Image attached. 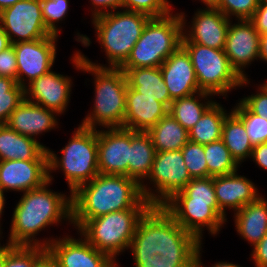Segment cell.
Wrapping results in <instances>:
<instances>
[{
	"mask_svg": "<svg viewBox=\"0 0 267 267\" xmlns=\"http://www.w3.org/2000/svg\"><path fill=\"white\" fill-rule=\"evenodd\" d=\"M201 244L163 206H151L139 219L129 249L135 267H194Z\"/></svg>",
	"mask_w": 267,
	"mask_h": 267,
	"instance_id": "6da1fadb",
	"label": "cell"
},
{
	"mask_svg": "<svg viewBox=\"0 0 267 267\" xmlns=\"http://www.w3.org/2000/svg\"><path fill=\"white\" fill-rule=\"evenodd\" d=\"M71 224L80 229L89 219L131 208L152 205L141 192L140 185L126 175L99 173L71 194Z\"/></svg>",
	"mask_w": 267,
	"mask_h": 267,
	"instance_id": "7a4b0ae2",
	"label": "cell"
},
{
	"mask_svg": "<svg viewBox=\"0 0 267 267\" xmlns=\"http://www.w3.org/2000/svg\"><path fill=\"white\" fill-rule=\"evenodd\" d=\"M52 175L49 181L43 186L26 191L18 201L11 220L9 240L13 245L42 246L47 247L51 238L41 242L35 239V235L44 230L45 227L61 222V220H72L71 195L53 192L48 189L52 182Z\"/></svg>",
	"mask_w": 267,
	"mask_h": 267,
	"instance_id": "3957f363",
	"label": "cell"
},
{
	"mask_svg": "<svg viewBox=\"0 0 267 267\" xmlns=\"http://www.w3.org/2000/svg\"><path fill=\"white\" fill-rule=\"evenodd\" d=\"M162 206L183 229L200 241L204 227L211 235H216L227 222V214L217 204L214 177L192 178Z\"/></svg>",
	"mask_w": 267,
	"mask_h": 267,
	"instance_id": "277c9868",
	"label": "cell"
},
{
	"mask_svg": "<svg viewBox=\"0 0 267 267\" xmlns=\"http://www.w3.org/2000/svg\"><path fill=\"white\" fill-rule=\"evenodd\" d=\"M72 63L78 70L94 75L95 101L93 110L86 115L82 126L97 129L123 128L126 113V95L128 84L125 73L120 68H112L90 61L77 51Z\"/></svg>",
	"mask_w": 267,
	"mask_h": 267,
	"instance_id": "5b68a950",
	"label": "cell"
},
{
	"mask_svg": "<svg viewBox=\"0 0 267 267\" xmlns=\"http://www.w3.org/2000/svg\"><path fill=\"white\" fill-rule=\"evenodd\" d=\"M184 15L183 12L175 15L172 12L167 16L151 18L129 57L119 68L160 67L182 45L187 21Z\"/></svg>",
	"mask_w": 267,
	"mask_h": 267,
	"instance_id": "8992f818",
	"label": "cell"
},
{
	"mask_svg": "<svg viewBox=\"0 0 267 267\" xmlns=\"http://www.w3.org/2000/svg\"><path fill=\"white\" fill-rule=\"evenodd\" d=\"M150 19L146 14L124 9L92 18L96 39L104 48L108 67L119 68L127 60Z\"/></svg>",
	"mask_w": 267,
	"mask_h": 267,
	"instance_id": "52a82bcc",
	"label": "cell"
},
{
	"mask_svg": "<svg viewBox=\"0 0 267 267\" xmlns=\"http://www.w3.org/2000/svg\"><path fill=\"white\" fill-rule=\"evenodd\" d=\"M75 130L67 145L61 149V158L47 148L49 175L53 170H63L70 195L99 174L97 129L79 125Z\"/></svg>",
	"mask_w": 267,
	"mask_h": 267,
	"instance_id": "ba28073f",
	"label": "cell"
},
{
	"mask_svg": "<svg viewBox=\"0 0 267 267\" xmlns=\"http://www.w3.org/2000/svg\"><path fill=\"white\" fill-rule=\"evenodd\" d=\"M149 208H131L89 219L79 230L98 251L114 262L125 249H129L139 219Z\"/></svg>",
	"mask_w": 267,
	"mask_h": 267,
	"instance_id": "9c48e42d",
	"label": "cell"
},
{
	"mask_svg": "<svg viewBox=\"0 0 267 267\" xmlns=\"http://www.w3.org/2000/svg\"><path fill=\"white\" fill-rule=\"evenodd\" d=\"M182 46L190 55L200 91L226 96L232 89L249 84L248 78L242 79L231 67L224 49L197 43H182Z\"/></svg>",
	"mask_w": 267,
	"mask_h": 267,
	"instance_id": "30bf717a",
	"label": "cell"
},
{
	"mask_svg": "<svg viewBox=\"0 0 267 267\" xmlns=\"http://www.w3.org/2000/svg\"><path fill=\"white\" fill-rule=\"evenodd\" d=\"M191 179L181 150L156 152L147 177L156 188L151 192V205L162 206L176 192L181 191Z\"/></svg>",
	"mask_w": 267,
	"mask_h": 267,
	"instance_id": "8fae6325",
	"label": "cell"
},
{
	"mask_svg": "<svg viewBox=\"0 0 267 267\" xmlns=\"http://www.w3.org/2000/svg\"><path fill=\"white\" fill-rule=\"evenodd\" d=\"M0 27L8 35L11 44L53 35L44 23L41 0H21L2 10Z\"/></svg>",
	"mask_w": 267,
	"mask_h": 267,
	"instance_id": "7c38bea8",
	"label": "cell"
},
{
	"mask_svg": "<svg viewBox=\"0 0 267 267\" xmlns=\"http://www.w3.org/2000/svg\"><path fill=\"white\" fill-rule=\"evenodd\" d=\"M57 39V35H51L33 41L12 44L16 52L17 83L20 86L26 87L25 78L28 79L29 84L51 70L57 53Z\"/></svg>",
	"mask_w": 267,
	"mask_h": 267,
	"instance_id": "4fadbf2b",
	"label": "cell"
},
{
	"mask_svg": "<svg viewBox=\"0 0 267 267\" xmlns=\"http://www.w3.org/2000/svg\"><path fill=\"white\" fill-rule=\"evenodd\" d=\"M231 22L224 51L231 67L242 79H247L243 68L259 58L261 35L249 19L238 20L237 24Z\"/></svg>",
	"mask_w": 267,
	"mask_h": 267,
	"instance_id": "5bb4252c",
	"label": "cell"
},
{
	"mask_svg": "<svg viewBox=\"0 0 267 267\" xmlns=\"http://www.w3.org/2000/svg\"><path fill=\"white\" fill-rule=\"evenodd\" d=\"M131 130H97L98 169L101 174L128 176Z\"/></svg>",
	"mask_w": 267,
	"mask_h": 267,
	"instance_id": "9a60e30c",
	"label": "cell"
},
{
	"mask_svg": "<svg viewBox=\"0 0 267 267\" xmlns=\"http://www.w3.org/2000/svg\"><path fill=\"white\" fill-rule=\"evenodd\" d=\"M46 249L55 258L58 267H114L117 264L82 237L77 240L72 236L52 238Z\"/></svg>",
	"mask_w": 267,
	"mask_h": 267,
	"instance_id": "2e32d148",
	"label": "cell"
},
{
	"mask_svg": "<svg viewBox=\"0 0 267 267\" xmlns=\"http://www.w3.org/2000/svg\"><path fill=\"white\" fill-rule=\"evenodd\" d=\"M49 181L48 160L0 161V189L26 192ZM8 190V191H7Z\"/></svg>",
	"mask_w": 267,
	"mask_h": 267,
	"instance_id": "e0dca14e",
	"label": "cell"
},
{
	"mask_svg": "<svg viewBox=\"0 0 267 267\" xmlns=\"http://www.w3.org/2000/svg\"><path fill=\"white\" fill-rule=\"evenodd\" d=\"M71 78L57 74L52 69L25 87V99L47 109L63 114L71 92Z\"/></svg>",
	"mask_w": 267,
	"mask_h": 267,
	"instance_id": "ac0fdd59",
	"label": "cell"
},
{
	"mask_svg": "<svg viewBox=\"0 0 267 267\" xmlns=\"http://www.w3.org/2000/svg\"><path fill=\"white\" fill-rule=\"evenodd\" d=\"M190 31L183 30L182 43H197L224 49L230 19L215 7H204L195 13ZM188 32V33H187Z\"/></svg>",
	"mask_w": 267,
	"mask_h": 267,
	"instance_id": "d6986e66",
	"label": "cell"
},
{
	"mask_svg": "<svg viewBox=\"0 0 267 267\" xmlns=\"http://www.w3.org/2000/svg\"><path fill=\"white\" fill-rule=\"evenodd\" d=\"M160 70L172 101L200 92L190 55L182 45L163 62Z\"/></svg>",
	"mask_w": 267,
	"mask_h": 267,
	"instance_id": "ffe728a7",
	"label": "cell"
},
{
	"mask_svg": "<svg viewBox=\"0 0 267 267\" xmlns=\"http://www.w3.org/2000/svg\"><path fill=\"white\" fill-rule=\"evenodd\" d=\"M214 190L219 209L224 214L227 208L236 212L260 196L254 183L237 172L215 176Z\"/></svg>",
	"mask_w": 267,
	"mask_h": 267,
	"instance_id": "44dd1931",
	"label": "cell"
},
{
	"mask_svg": "<svg viewBox=\"0 0 267 267\" xmlns=\"http://www.w3.org/2000/svg\"><path fill=\"white\" fill-rule=\"evenodd\" d=\"M168 113V108L153 97L142 96L128 86L123 128L148 131Z\"/></svg>",
	"mask_w": 267,
	"mask_h": 267,
	"instance_id": "7402d4cb",
	"label": "cell"
},
{
	"mask_svg": "<svg viewBox=\"0 0 267 267\" xmlns=\"http://www.w3.org/2000/svg\"><path fill=\"white\" fill-rule=\"evenodd\" d=\"M55 111L24 99L10 115L7 125L17 133L35 139L58 124Z\"/></svg>",
	"mask_w": 267,
	"mask_h": 267,
	"instance_id": "603a6c76",
	"label": "cell"
},
{
	"mask_svg": "<svg viewBox=\"0 0 267 267\" xmlns=\"http://www.w3.org/2000/svg\"><path fill=\"white\" fill-rule=\"evenodd\" d=\"M156 150L147 131L131 130L130 155L128 160V177L134 179L141 187L143 197L151 204V192L146 188L144 179L150 174ZM151 190V191H150Z\"/></svg>",
	"mask_w": 267,
	"mask_h": 267,
	"instance_id": "cb8c5ba5",
	"label": "cell"
},
{
	"mask_svg": "<svg viewBox=\"0 0 267 267\" xmlns=\"http://www.w3.org/2000/svg\"><path fill=\"white\" fill-rule=\"evenodd\" d=\"M3 160H48L47 147L0 124V161Z\"/></svg>",
	"mask_w": 267,
	"mask_h": 267,
	"instance_id": "d4e9b609",
	"label": "cell"
},
{
	"mask_svg": "<svg viewBox=\"0 0 267 267\" xmlns=\"http://www.w3.org/2000/svg\"><path fill=\"white\" fill-rule=\"evenodd\" d=\"M235 227L239 235L251 243L258 244L267 233V200L259 196L234 213Z\"/></svg>",
	"mask_w": 267,
	"mask_h": 267,
	"instance_id": "484cf974",
	"label": "cell"
},
{
	"mask_svg": "<svg viewBox=\"0 0 267 267\" xmlns=\"http://www.w3.org/2000/svg\"><path fill=\"white\" fill-rule=\"evenodd\" d=\"M126 76L127 84L142 96L153 97L168 109L172 100L165 85L160 67H137L121 69Z\"/></svg>",
	"mask_w": 267,
	"mask_h": 267,
	"instance_id": "4316f807",
	"label": "cell"
},
{
	"mask_svg": "<svg viewBox=\"0 0 267 267\" xmlns=\"http://www.w3.org/2000/svg\"><path fill=\"white\" fill-rule=\"evenodd\" d=\"M147 132L156 152L178 151L189 141L188 131L169 112Z\"/></svg>",
	"mask_w": 267,
	"mask_h": 267,
	"instance_id": "83f0119b",
	"label": "cell"
},
{
	"mask_svg": "<svg viewBox=\"0 0 267 267\" xmlns=\"http://www.w3.org/2000/svg\"><path fill=\"white\" fill-rule=\"evenodd\" d=\"M217 102H214L201 116L200 120L188 131L189 141L197 144H208L222 138L224 119L229 113Z\"/></svg>",
	"mask_w": 267,
	"mask_h": 267,
	"instance_id": "f1b7e54d",
	"label": "cell"
},
{
	"mask_svg": "<svg viewBox=\"0 0 267 267\" xmlns=\"http://www.w3.org/2000/svg\"><path fill=\"white\" fill-rule=\"evenodd\" d=\"M238 164L250 158L253 146L244 123L231 111L224 119L221 138Z\"/></svg>",
	"mask_w": 267,
	"mask_h": 267,
	"instance_id": "f546056e",
	"label": "cell"
},
{
	"mask_svg": "<svg viewBox=\"0 0 267 267\" xmlns=\"http://www.w3.org/2000/svg\"><path fill=\"white\" fill-rule=\"evenodd\" d=\"M197 94L173 100L168 109L169 114H171L187 131L200 120L203 113L215 102L208 99V97L210 98V96H213L210 93L200 91ZM200 98L207 101L204 103L199 102Z\"/></svg>",
	"mask_w": 267,
	"mask_h": 267,
	"instance_id": "4dcf8cb0",
	"label": "cell"
},
{
	"mask_svg": "<svg viewBox=\"0 0 267 267\" xmlns=\"http://www.w3.org/2000/svg\"><path fill=\"white\" fill-rule=\"evenodd\" d=\"M204 153L208 167V177L237 172L239 164L231 156L222 139L205 144Z\"/></svg>",
	"mask_w": 267,
	"mask_h": 267,
	"instance_id": "1f68e13d",
	"label": "cell"
},
{
	"mask_svg": "<svg viewBox=\"0 0 267 267\" xmlns=\"http://www.w3.org/2000/svg\"><path fill=\"white\" fill-rule=\"evenodd\" d=\"M25 99V88L15 80L0 76V124H6L12 112Z\"/></svg>",
	"mask_w": 267,
	"mask_h": 267,
	"instance_id": "d6a6232c",
	"label": "cell"
},
{
	"mask_svg": "<svg viewBox=\"0 0 267 267\" xmlns=\"http://www.w3.org/2000/svg\"><path fill=\"white\" fill-rule=\"evenodd\" d=\"M232 112L244 123L253 147L267 143V120L254 114L241 100Z\"/></svg>",
	"mask_w": 267,
	"mask_h": 267,
	"instance_id": "836d02e7",
	"label": "cell"
},
{
	"mask_svg": "<svg viewBox=\"0 0 267 267\" xmlns=\"http://www.w3.org/2000/svg\"><path fill=\"white\" fill-rule=\"evenodd\" d=\"M184 162L191 178L208 177L204 145L188 141L181 149Z\"/></svg>",
	"mask_w": 267,
	"mask_h": 267,
	"instance_id": "e575fe53",
	"label": "cell"
},
{
	"mask_svg": "<svg viewBox=\"0 0 267 267\" xmlns=\"http://www.w3.org/2000/svg\"><path fill=\"white\" fill-rule=\"evenodd\" d=\"M171 6L168 0H122V9L143 13L150 18L169 15Z\"/></svg>",
	"mask_w": 267,
	"mask_h": 267,
	"instance_id": "d590c367",
	"label": "cell"
},
{
	"mask_svg": "<svg viewBox=\"0 0 267 267\" xmlns=\"http://www.w3.org/2000/svg\"><path fill=\"white\" fill-rule=\"evenodd\" d=\"M69 0H41V9L46 28L57 35L60 30L55 25L65 18L68 12Z\"/></svg>",
	"mask_w": 267,
	"mask_h": 267,
	"instance_id": "8d00e7d4",
	"label": "cell"
},
{
	"mask_svg": "<svg viewBox=\"0 0 267 267\" xmlns=\"http://www.w3.org/2000/svg\"><path fill=\"white\" fill-rule=\"evenodd\" d=\"M45 250L42 246L16 245L6 257L3 267H33Z\"/></svg>",
	"mask_w": 267,
	"mask_h": 267,
	"instance_id": "74e56055",
	"label": "cell"
},
{
	"mask_svg": "<svg viewBox=\"0 0 267 267\" xmlns=\"http://www.w3.org/2000/svg\"><path fill=\"white\" fill-rule=\"evenodd\" d=\"M261 0H219L215 6L227 18L250 19Z\"/></svg>",
	"mask_w": 267,
	"mask_h": 267,
	"instance_id": "f35d334b",
	"label": "cell"
},
{
	"mask_svg": "<svg viewBox=\"0 0 267 267\" xmlns=\"http://www.w3.org/2000/svg\"><path fill=\"white\" fill-rule=\"evenodd\" d=\"M258 93L242 98L241 101L254 113L267 120V82L258 87Z\"/></svg>",
	"mask_w": 267,
	"mask_h": 267,
	"instance_id": "ab89813d",
	"label": "cell"
},
{
	"mask_svg": "<svg viewBox=\"0 0 267 267\" xmlns=\"http://www.w3.org/2000/svg\"><path fill=\"white\" fill-rule=\"evenodd\" d=\"M0 76L11 78L17 82L16 52L12 44L0 52Z\"/></svg>",
	"mask_w": 267,
	"mask_h": 267,
	"instance_id": "60d3db41",
	"label": "cell"
},
{
	"mask_svg": "<svg viewBox=\"0 0 267 267\" xmlns=\"http://www.w3.org/2000/svg\"><path fill=\"white\" fill-rule=\"evenodd\" d=\"M260 35L267 32V3L263 0L249 19Z\"/></svg>",
	"mask_w": 267,
	"mask_h": 267,
	"instance_id": "b9f144b4",
	"label": "cell"
},
{
	"mask_svg": "<svg viewBox=\"0 0 267 267\" xmlns=\"http://www.w3.org/2000/svg\"><path fill=\"white\" fill-rule=\"evenodd\" d=\"M91 4L94 8V11L91 10L93 18L108 13L109 11L112 12L118 8H122V0H91Z\"/></svg>",
	"mask_w": 267,
	"mask_h": 267,
	"instance_id": "7bdbcfd3",
	"label": "cell"
},
{
	"mask_svg": "<svg viewBox=\"0 0 267 267\" xmlns=\"http://www.w3.org/2000/svg\"><path fill=\"white\" fill-rule=\"evenodd\" d=\"M251 255L256 267H267V233L261 241L253 247Z\"/></svg>",
	"mask_w": 267,
	"mask_h": 267,
	"instance_id": "ee69618b",
	"label": "cell"
},
{
	"mask_svg": "<svg viewBox=\"0 0 267 267\" xmlns=\"http://www.w3.org/2000/svg\"><path fill=\"white\" fill-rule=\"evenodd\" d=\"M250 158H252L260 168L267 170V143L254 146Z\"/></svg>",
	"mask_w": 267,
	"mask_h": 267,
	"instance_id": "f6af8a7d",
	"label": "cell"
},
{
	"mask_svg": "<svg viewBox=\"0 0 267 267\" xmlns=\"http://www.w3.org/2000/svg\"><path fill=\"white\" fill-rule=\"evenodd\" d=\"M33 267H58L55 258L46 249L34 263Z\"/></svg>",
	"mask_w": 267,
	"mask_h": 267,
	"instance_id": "bcb514c9",
	"label": "cell"
},
{
	"mask_svg": "<svg viewBox=\"0 0 267 267\" xmlns=\"http://www.w3.org/2000/svg\"><path fill=\"white\" fill-rule=\"evenodd\" d=\"M201 248H202V246L199 247L198 253L196 255L194 267H204V266H202L203 264L200 260L201 259V256H200ZM212 267H241V266H239L237 264L229 263V262H218V263L214 264V266L212 265Z\"/></svg>",
	"mask_w": 267,
	"mask_h": 267,
	"instance_id": "7dc6e473",
	"label": "cell"
},
{
	"mask_svg": "<svg viewBox=\"0 0 267 267\" xmlns=\"http://www.w3.org/2000/svg\"><path fill=\"white\" fill-rule=\"evenodd\" d=\"M259 59L267 62V32L261 35Z\"/></svg>",
	"mask_w": 267,
	"mask_h": 267,
	"instance_id": "c3c4849f",
	"label": "cell"
},
{
	"mask_svg": "<svg viewBox=\"0 0 267 267\" xmlns=\"http://www.w3.org/2000/svg\"><path fill=\"white\" fill-rule=\"evenodd\" d=\"M15 246L16 245L11 244L10 242L3 246H1L0 243V267H3L6 257Z\"/></svg>",
	"mask_w": 267,
	"mask_h": 267,
	"instance_id": "681fc988",
	"label": "cell"
},
{
	"mask_svg": "<svg viewBox=\"0 0 267 267\" xmlns=\"http://www.w3.org/2000/svg\"><path fill=\"white\" fill-rule=\"evenodd\" d=\"M11 45L8 35L5 31L0 27V52L5 50Z\"/></svg>",
	"mask_w": 267,
	"mask_h": 267,
	"instance_id": "f907efd6",
	"label": "cell"
},
{
	"mask_svg": "<svg viewBox=\"0 0 267 267\" xmlns=\"http://www.w3.org/2000/svg\"><path fill=\"white\" fill-rule=\"evenodd\" d=\"M18 1L21 0H0V12L8 7L13 6Z\"/></svg>",
	"mask_w": 267,
	"mask_h": 267,
	"instance_id": "816d5d0a",
	"label": "cell"
},
{
	"mask_svg": "<svg viewBox=\"0 0 267 267\" xmlns=\"http://www.w3.org/2000/svg\"><path fill=\"white\" fill-rule=\"evenodd\" d=\"M5 202H6V200H5V197H4V192L0 189V218L2 217L1 216L2 213H4L3 209H4ZM1 234H2V232H1V229H0V236H1Z\"/></svg>",
	"mask_w": 267,
	"mask_h": 267,
	"instance_id": "f5cc1de1",
	"label": "cell"
},
{
	"mask_svg": "<svg viewBox=\"0 0 267 267\" xmlns=\"http://www.w3.org/2000/svg\"><path fill=\"white\" fill-rule=\"evenodd\" d=\"M201 2H203L206 7H215L219 0H201Z\"/></svg>",
	"mask_w": 267,
	"mask_h": 267,
	"instance_id": "db71d44e",
	"label": "cell"
}]
</instances>
